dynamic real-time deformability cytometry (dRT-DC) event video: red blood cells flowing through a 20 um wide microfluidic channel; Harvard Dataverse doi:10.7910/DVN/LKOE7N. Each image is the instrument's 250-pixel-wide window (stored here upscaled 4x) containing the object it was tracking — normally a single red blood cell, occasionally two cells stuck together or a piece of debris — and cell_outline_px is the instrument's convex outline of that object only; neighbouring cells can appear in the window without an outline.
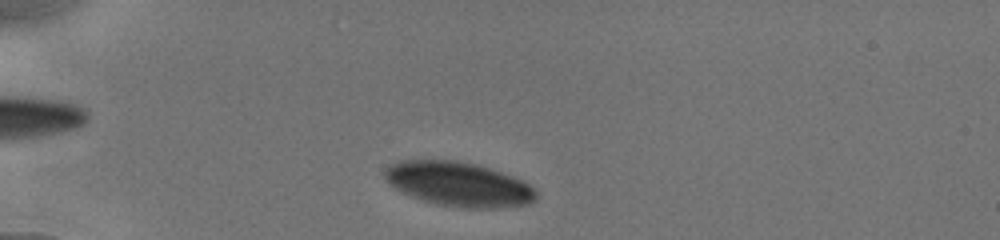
{"species": "human", "species_latin": "Homo sapiens", "temperature_condition": "cold", "stored_images_in_passage": 44, "camera_frame_rate_fps": 3000, "um_per_image_px": 0.085, "donor": {"sex": "male"}, "frame": {"image": 1, "passage_image": 5, "time_ms": 1.0, "image_size_px": [1000, 240], "cell_outline_px": [[536, 200], [528, 204], [504, 208], [460, 208], [436, 204], [412, 196], [396, 188], [384, 176], [384, 172], [392, 164], [400, 160], [448, 160], [472, 164], [500, 172], [520, 180], [528, 184], [536, 192]], "centroid_in_image_um": [39.0, 15.68], "position_along_channel_um": 46.0, "area_um2": 38.44}}
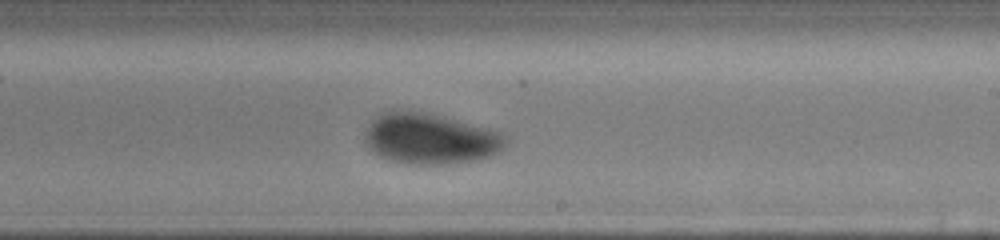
{"frame": {"image": 2, "passage_image": 26, "time_ms": 7.333, "image_size_px": [1000, 240], "cell_outline_px": [[508, 140], [504, 148], [488, 156], [476, 160], [448, 164], [404, 164], [380, 156], [364, 140], [368, 128], [372, 120], [376, 116], [388, 112], [424, 112], [444, 116], [488, 128], [500, 132], [508, 136]], "centroid_in_image_um": [36.63, 11.8], "position_along_channel_um": 252.4, "area_um2": 41.04}}
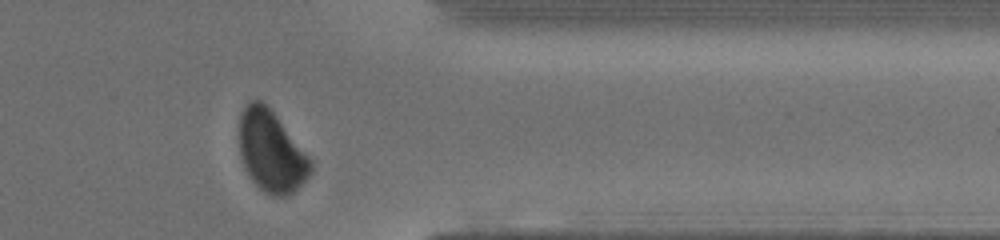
{"frame": {"image": 3, "passage_image": 39, "time_ms": 11.0, "image_size_px": [1000, 240], "cell_outline_px": [[312, 172], [292, 192], [284, 196], [276, 196], [264, 192], [248, 176], [244, 168], [240, 156], [240, 112], [248, 100], [260, 100], [276, 116], [312, 160]], "centroid_in_image_um": [23.03, 12.87], "position_along_channel_um": 388.4, "area_um2": 33.41}, "authors_computed_cell_mechanics": {"area_um2": 40.5178, "velocity_mm_per_s": 3.8744, "shape_relaxation_time_tau1_ms": 2.5191, "shape_relaxation_time_tau2_ms": null, "deformation_change_tau1": 0.1027, "deformation_change_tau2": null}}